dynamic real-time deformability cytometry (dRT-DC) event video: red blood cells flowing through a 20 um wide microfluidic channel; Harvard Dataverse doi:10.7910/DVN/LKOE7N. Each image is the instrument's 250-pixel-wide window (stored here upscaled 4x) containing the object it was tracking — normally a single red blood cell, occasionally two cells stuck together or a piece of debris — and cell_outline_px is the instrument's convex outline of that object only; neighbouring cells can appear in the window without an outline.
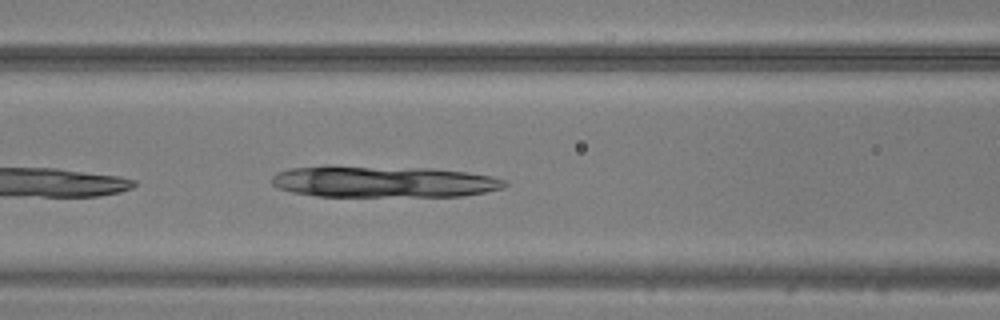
{"species": "common noctule bat (a hibernating species)", "species_latin": "Nyctalus noctula", "temperature_condition": "warm", "stored_images_in_passage": 12, "camera_frame_rate_fps": 3000, "um_per_image_px": 0.085, "animal": {"sex": "male", "body_mass_g": 20.5, "forearm_length_mm": 52.5}, "frame": {"image": 1, "passage_image": 6, "time_ms": 1.667, "image_size_px": [1000, 320], "cell_outline_px": [[508, 184], [504, 188], [464, 196], [316, 196], [292, 192], [280, 188], [272, 184], [272, 176], [276, 172], [292, 168], [432, 168], [464, 172], [492, 176], [508, 180]], "centroid_in_image_um": [32.7, 15.48], "position_along_channel_um": 133.9, "area_um2": 41.62}}